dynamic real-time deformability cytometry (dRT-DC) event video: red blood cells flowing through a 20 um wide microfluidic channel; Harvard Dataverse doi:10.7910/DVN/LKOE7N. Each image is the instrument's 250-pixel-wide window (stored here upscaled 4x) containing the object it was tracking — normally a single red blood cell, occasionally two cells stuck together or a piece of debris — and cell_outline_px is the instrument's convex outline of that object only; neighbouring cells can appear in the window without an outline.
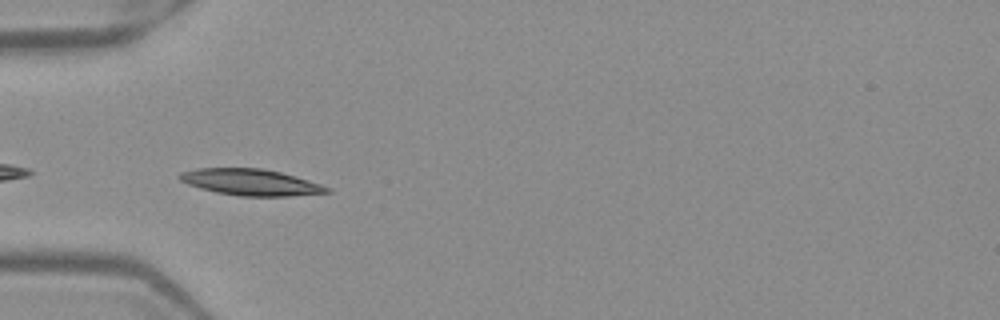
{"species": "Egyptian fruit bat (a non-hibernating species)", "species_latin": "Rousettus aegyptiacus", "temperature_condition": "warm", "stored_images_in_passage": 27, "camera_frame_rate_fps": 3000, "um_per_image_px": 0.085, "frame": {"image": 1, "passage_image": 2, "time_ms": 0.333, "image_size_px": [1000, 320], "cell_outline_px": [[332, 192], [288, 196], [240, 196], [216, 192], [200, 188], [188, 184], [180, 180], [176, 176], [180, 172], [196, 168], [260, 168], [280, 172], [308, 180], [332, 188]], "centroid_in_image_um": [21.29, 15.49], "position_along_channel_um": 63.7, "area_um2": 22.6}}
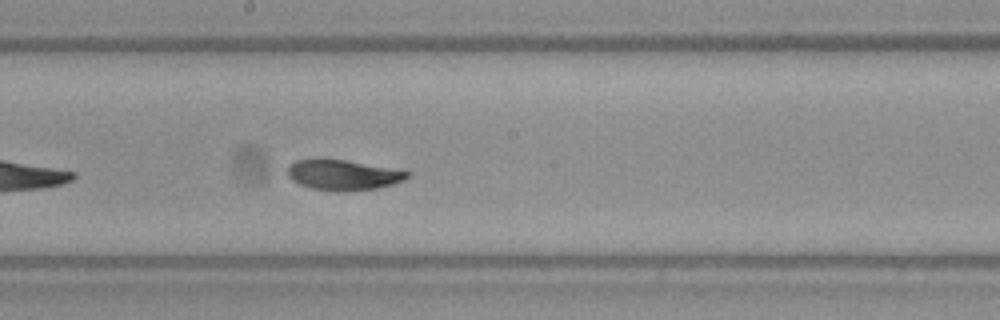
{"frame": {"image": 2, "passage_image": 14, "time_ms": 4.333, "image_size_px": [1000, 320], "cell_outline_px": [[408, 176], [404, 180], [392, 184], [376, 188], [344, 192], [336, 192], [312, 188], [300, 184], [292, 180], [288, 176], [288, 164], [296, 160], [316, 156], [320, 156], [344, 160], [408, 172]], "centroid_in_image_um": [29.03, 14.85], "position_along_channel_um": 219.2, "area_um2": 21.33}}
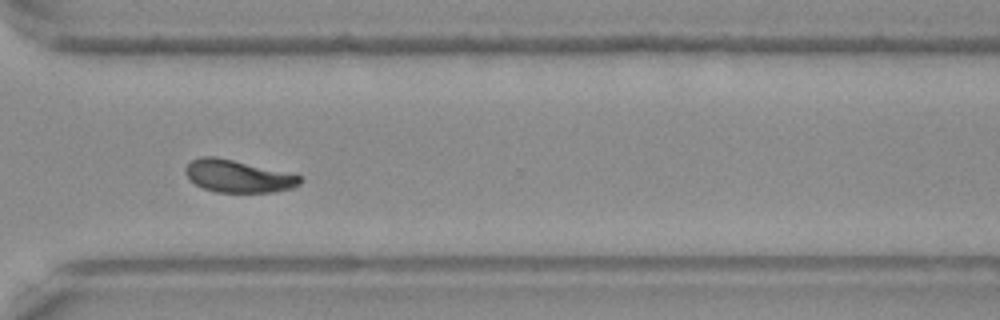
{"frame": {"image": 3, "passage_image": 24, "time_ms": 7.667, "image_size_px": [1000, 320], "cell_outline_px": [[304, 180], [300, 184], [292, 188], [272, 192], [216, 192], [204, 188], [196, 184], [184, 172], [184, 168], [192, 160], [200, 156], [216, 156], [300, 176]], "centroid_in_image_um": [20.21, 14.98], "position_along_channel_um": 350.4, "area_um2": 21.27}, "authors_computed_cell_mechanics": {"area_um2": 21.9062, "velocity_mm_per_s": 3.9397, "shape_relaxation_time_tau1_ms": 3.6396, "shape_relaxation_time_tau2_ms": 0.9026, "deformation_change_tau1": 0.1308, "deformation_change_tau2": 0.0478}}